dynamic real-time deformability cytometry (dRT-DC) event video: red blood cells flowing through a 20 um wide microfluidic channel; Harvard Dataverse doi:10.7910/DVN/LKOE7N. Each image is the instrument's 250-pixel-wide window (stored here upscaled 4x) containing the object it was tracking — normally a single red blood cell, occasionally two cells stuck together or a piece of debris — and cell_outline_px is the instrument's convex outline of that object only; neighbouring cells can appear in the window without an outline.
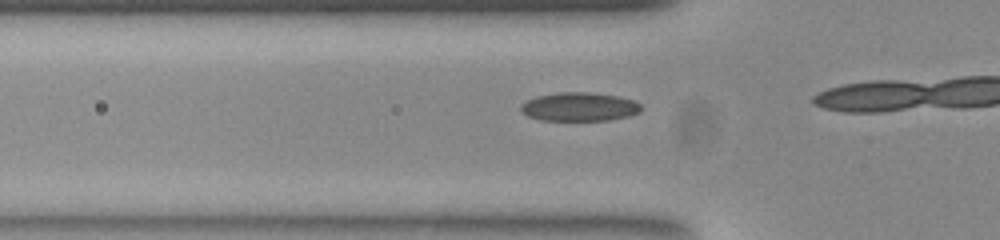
{"species": "common noctule bat (a hibernating species)", "species_latin": "Nyctalus noctula", "temperature_condition": "room temperature", "stored_images_in_passage": 15, "camera_frame_rate_fps": 3000, "um_per_image_px": 0.085, "animal": {"sex": "female", "body_mass_g": 23.0, "forearm_length_mm": 53.4}, "frame": {"image": 1, "passage_image": 13, "time_ms": 4.0, "image_size_px": [1000, 240], "cell_outline_px": [[640, 112], [628, 116], [608, 120], [540, 120], [528, 116], [520, 112], [520, 104], [536, 96], [560, 92], [588, 92], [616, 96], [636, 100], [640, 104]], "centroid_in_image_um": [49.22, 9.07], "position_along_channel_um": 76.6, "area_um2": 20.11}}